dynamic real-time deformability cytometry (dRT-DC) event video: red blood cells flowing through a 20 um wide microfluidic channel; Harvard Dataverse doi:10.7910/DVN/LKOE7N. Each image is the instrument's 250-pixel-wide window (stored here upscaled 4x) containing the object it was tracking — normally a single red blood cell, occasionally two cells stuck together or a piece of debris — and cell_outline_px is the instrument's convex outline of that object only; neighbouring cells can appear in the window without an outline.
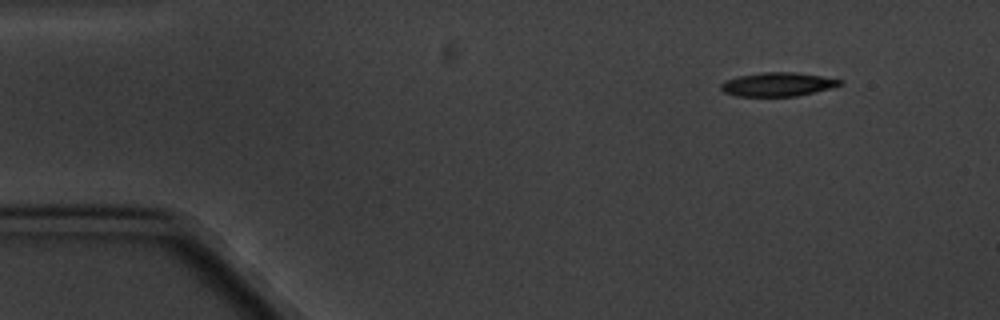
{"species": "common noctule bat (a hibernating species)", "species_latin": "Nyctalus noctula", "temperature_condition": "cold", "stored_images_in_passage": 4, "camera_frame_rate_fps": 3000, "um_per_image_px": 0.085, "animal": {"sex": "male", "body_mass_g": 20.1, "forearm_length_mm": 53.5}, "frame": {"image": 1, "passage_image": 1, "time_ms": 0.0, "image_size_px": [1000, 320], "cell_outline_px": [[844, 80], [840, 84], [828, 88], [796, 96], [736, 96], [724, 92], [720, 88], [720, 84], [724, 80], [740, 76], [764, 72], [796, 72]], "centroid_in_image_um": [66.04, 7.17], "position_along_channel_um": 19.0, "area_um2": 16.24}}
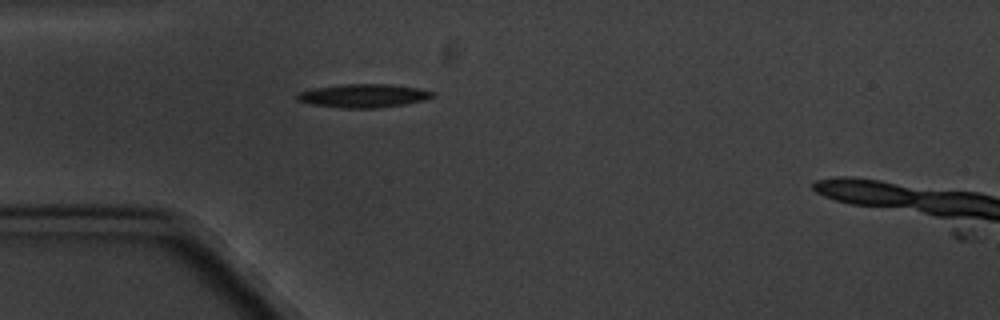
{"frame": {"image": 2, "passage_image": 4, "time_ms": 3.333, "image_size_px": [1000, 320], "cell_outline_px": [[432, 96], [424, 100], [404, 104], [376, 108], [340, 108], [312, 104], [296, 100], [296, 96], [300, 92], [316, 88], [344, 84], [392, 84], [420, 88], [432, 92]], "centroid_in_image_um": [30.89, 8.14], "position_along_channel_um": 54.1, "area_um2": 18.32}}